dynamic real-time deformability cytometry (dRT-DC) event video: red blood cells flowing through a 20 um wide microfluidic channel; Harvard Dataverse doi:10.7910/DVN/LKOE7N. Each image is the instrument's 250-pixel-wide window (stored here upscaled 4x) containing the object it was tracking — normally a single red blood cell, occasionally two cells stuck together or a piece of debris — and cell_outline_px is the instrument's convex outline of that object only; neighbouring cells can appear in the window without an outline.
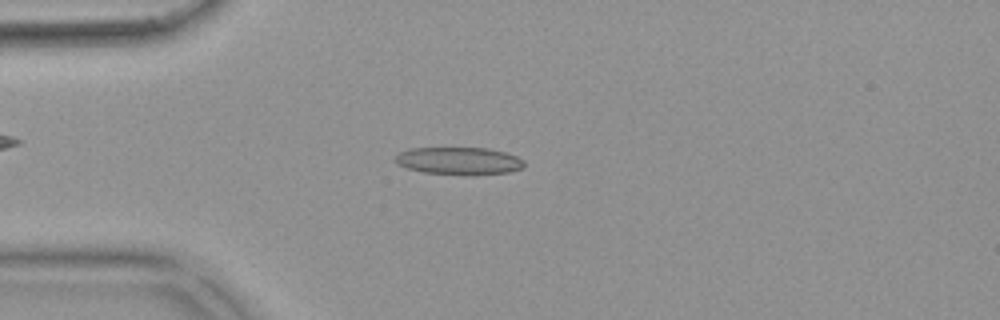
{"species": "common noctule bat (a hibernating species)", "species_latin": "Nyctalus noctula", "temperature_condition": "warm", "stored_images_in_passage": 53, "camera_frame_rate_fps": 3000, "um_per_image_px": 0.085, "animal": {"sex": "female", "body_mass_g": 18.4}, "frame": {"image": 1, "passage_image": 13, "time_ms": 4.0, "image_size_px": [1000, 320], "cell_outline_px": [[524, 168], [508, 172], [472, 176], [464, 176], [424, 172], [408, 168], [396, 164], [392, 160], [400, 152], [408, 148], [488, 148], [504, 152], [516, 156], [524, 160]], "centroid_in_image_um": [39.0, 13.69], "position_along_channel_um": 46.0, "area_um2": 21.04}}
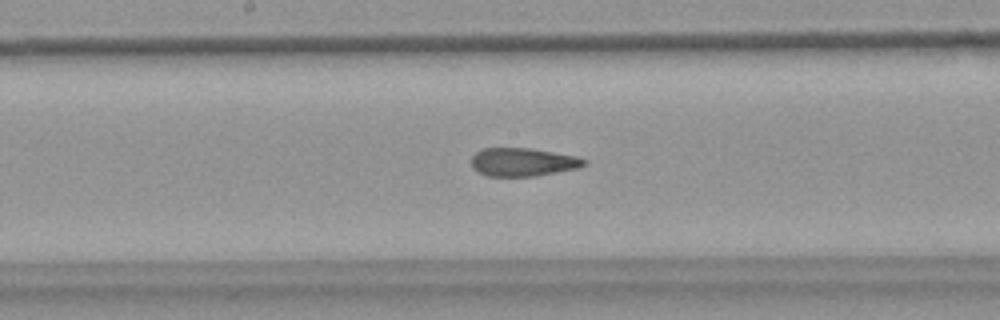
{"frame": {"image": 2, "passage_image": 27, "time_ms": 8.667, "image_size_px": [1000, 320], "cell_outline_px": [[588, 164], [580, 168], [536, 176], [488, 176], [472, 168], [472, 156], [476, 152], [484, 148], [532, 148], [576, 156], [588, 160]], "centroid_in_image_um": [44.5, 13.77], "position_along_channel_um": 203.7, "area_um2": 18.73}}
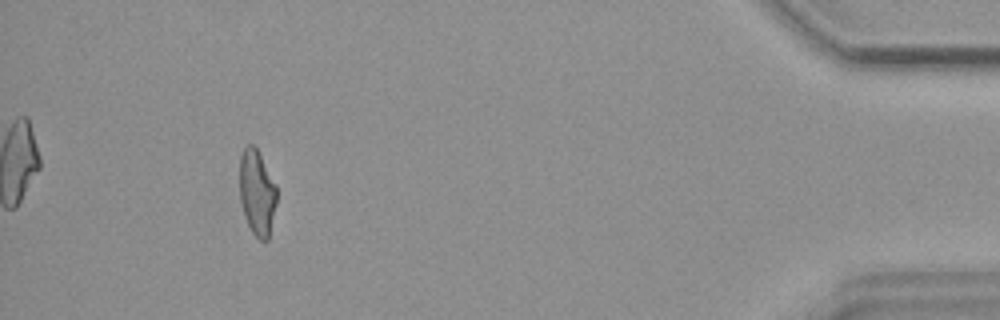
{"frame": {"image": 3, "passage_image": 49, "time_ms": 16.0, "image_size_px": [1000, 320], "cell_outline_px": [[276, 204], [268, 240], [260, 240], [252, 232], [244, 216], [240, 200], [240, 156], [244, 148], [248, 144], [252, 144], [256, 148], [276, 184]], "centroid_in_image_um": [21.84, 16.37], "position_along_channel_um": 413.4, "area_um2": 18.32}, "authors_computed_cell_mechanics": {"area_um2": 19.5364, "velocity_mm_per_s": 3.7313, "shape_relaxation_time_tau1_ms": null, "shape_relaxation_time_tau2_ms": 2.02, "deformation_change_tau1": null, "deformation_change_tau2": 0.1026}}